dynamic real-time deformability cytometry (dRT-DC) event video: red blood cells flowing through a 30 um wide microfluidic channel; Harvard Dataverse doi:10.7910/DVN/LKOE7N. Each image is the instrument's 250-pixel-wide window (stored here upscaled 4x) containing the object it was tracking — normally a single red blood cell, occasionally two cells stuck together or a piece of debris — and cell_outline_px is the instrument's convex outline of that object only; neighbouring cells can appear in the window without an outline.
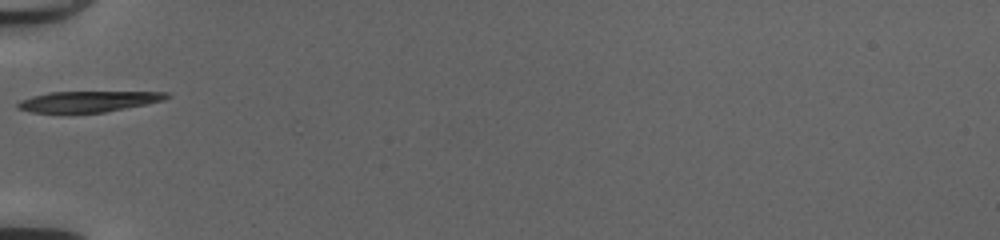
{"species": "common noctule bat (a hibernating species)", "species_latin": "Nyctalus noctula", "temperature_condition": "cold", "stored_images_in_passage": 5, "camera_frame_rate_fps": 3000, "um_per_image_px": 0.085, "animal": {"sex": "female", "body_mass_g": 20.0, "forearm_length_mm": 54.0}, "frame": {"image": 1, "passage_image": 2, "time_ms": 0.333, "image_size_px": [1000, 240], "cell_outline_px": [[172, 96], [164, 100], [148, 104], [104, 112], [32, 112], [16, 108], [16, 104], [20, 100], [32, 96], [48, 92], [168, 92]], "centroid_in_image_um": [7.52, 8.61], "position_along_channel_um": 77.5, "area_um2": 17.98}}